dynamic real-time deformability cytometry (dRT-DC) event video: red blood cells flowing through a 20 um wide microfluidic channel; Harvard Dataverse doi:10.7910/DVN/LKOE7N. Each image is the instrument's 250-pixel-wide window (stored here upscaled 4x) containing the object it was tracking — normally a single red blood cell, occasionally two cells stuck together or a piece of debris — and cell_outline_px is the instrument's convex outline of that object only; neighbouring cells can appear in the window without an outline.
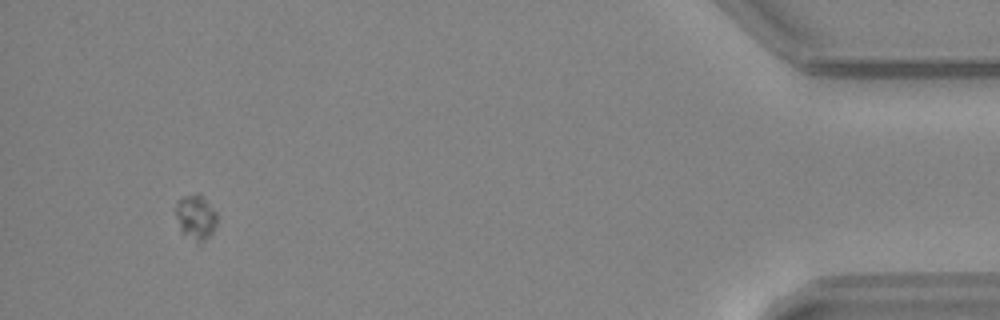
{"species": "common noctule bat (a hibernating species)", "species_latin": "Nyctalus noctula", "temperature_condition": "warm", "stored_images_in_passage": 56, "camera_frame_rate_fps": 3000, "um_per_image_px": 0.085, "animal": {"sex": "female", "body_mass_g": 24.6, "forearm_length_mm": 56.2}, "frame": {"image": 1, "passage_image": 53, "time_ms": 17.333, "image_size_px": [1000, 320], "cell_outline_px": [[216, 224], [212, 232], [200, 244], [196, 244], [180, 232], [176, 216], [176, 200], [184, 196], [196, 192], [200, 192], [216, 212]], "centroid_in_image_um": [16.61, 18.46], "position_along_channel_um": 418.6, "area_um2": 11.1}}